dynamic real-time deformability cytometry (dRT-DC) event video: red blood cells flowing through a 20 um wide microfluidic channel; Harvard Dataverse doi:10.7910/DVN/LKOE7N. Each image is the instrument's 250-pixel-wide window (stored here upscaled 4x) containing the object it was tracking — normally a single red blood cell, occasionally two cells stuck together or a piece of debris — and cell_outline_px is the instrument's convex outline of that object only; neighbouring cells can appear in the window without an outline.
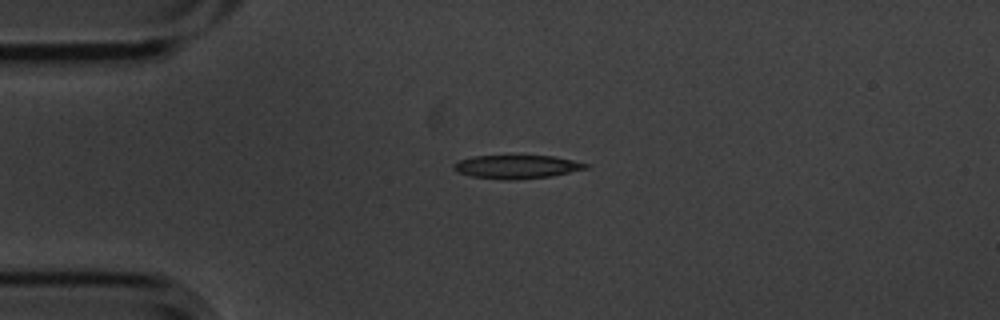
{"species": "common noctule bat (a hibernating species)", "species_latin": "Nyctalus noctula", "temperature_condition": "cold", "stored_images_in_passage": 5, "camera_frame_rate_fps": 3000, "um_per_image_px": 0.085, "animal": {"sex": "male", "body_mass_g": 20.1, "forearm_length_mm": 53.5}, "frame": {"image": 1, "passage_image": 5, "time_ms": 1.333, "image_size_px": [1000, 320], "cell_outline_px": [[588, 168], [552, 176], [512, 180], [504, 180], [472, 176], [456, 172], [452, 168], [452, 164], [460, 160], [472, 156], [556, 156], [588, 164]], "centroid_in_image_um": [43.89, 14.18], "position_along_channel_um": 41.1, "area_um2": 18.03}}